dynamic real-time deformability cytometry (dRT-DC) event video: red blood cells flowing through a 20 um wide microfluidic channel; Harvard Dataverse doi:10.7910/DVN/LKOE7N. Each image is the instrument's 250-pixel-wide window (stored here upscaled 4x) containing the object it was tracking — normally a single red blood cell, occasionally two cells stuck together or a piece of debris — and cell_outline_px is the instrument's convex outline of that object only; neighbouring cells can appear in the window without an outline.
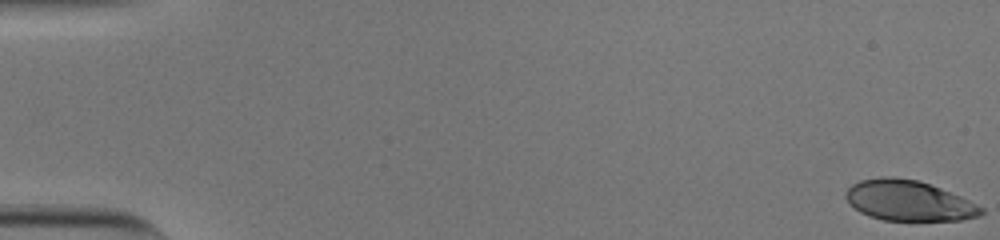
{"species": "human", "species_latin": "Homo sapiens", "temperature_condition": "cold", "stored_images_in_passage": 55, "camera_frame_rate_fps": 3000, "um_per_image_px": 0.085, "donor": {"sex": "male"}, "frame": {"image": 1, "passage_image": 1, "time_ms": 0.0, "image_size_px": [1000, 240], "cell_outline_px": [[984, 212], [980, 216], [960, 220], [884, 220], [868, 216], [860, 212], [844, 196], [844, 192], [852, 184], [860, 180], [880, 176], [892, 176], [916, 180], [940, 188], [960, 196], [984, 208]], "centroid_in_image_um": [77.22, 17.05], "position_along_channel_um": 7.8, "area_um2": 31.73}}
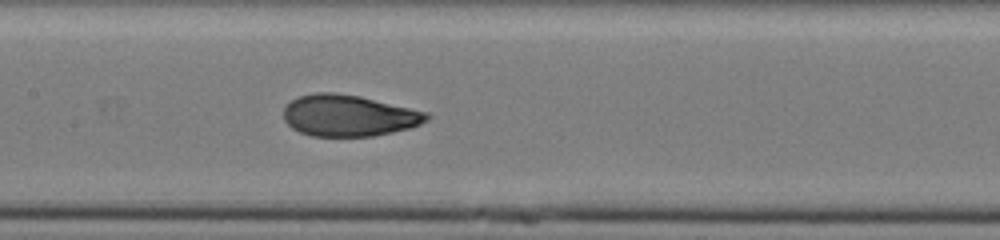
{"frame": {"image": 2, "passage_image": 28, "time_ms": 9.0, "image_size_px": [1000, 240], "cell_outline_px": [[432, 116], [428, 120], [420, 124], [408, 128], [392, 132], [372, 136], [312, 136], [300, 132], [292, 128], [284, 120], [284, 108], [292, 100], [300, 96], [316, 92], [332, 92], [360, 96], [428, 112]], "centroid_in_image_um": [29.65, 9.82], "position_along_channel_um": 177.7, "area_um2": 34.45}}
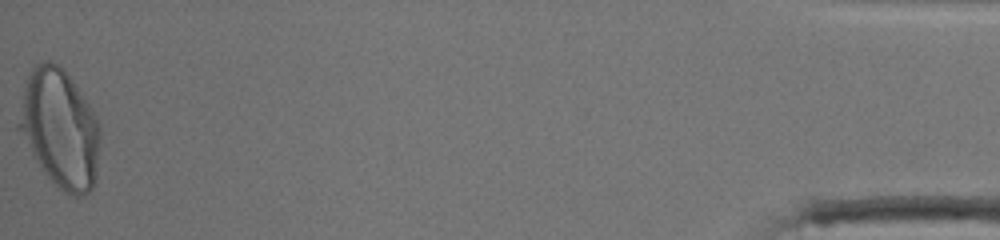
{"frame": {"image": 3, "passage_image": 55, "time_ms": 18.0, "image_size_px": [1000, 240], "cell_outline_px": [[100, 140], [96, 176], [92, 188], [84, 196], [72, 196], [60, 188], [40, 168], [32, 156], [16, 128], [16, 124], [24, 88], [28, 76], [32, 68], [36, 64], [48, 60], [60, 64], [64, 68], [96, 116], [100, 128]], "centroid_in_image_um": [5.07, 10.93], "position_along_channel_um": 430.1, "area_um2": 56.12}, "authors_computed_cell_mechanics": {"area_um2": 34.3332, "velocity_mm_per_s": 3.8051, "shape_relaxation_time_tau1_ms": 5.8987, "shape_relaxation_time_tau2_ms": 0.7585, "deformation_change_tau1": 0.2439, "deformation_change_tau2": 0.0513}}